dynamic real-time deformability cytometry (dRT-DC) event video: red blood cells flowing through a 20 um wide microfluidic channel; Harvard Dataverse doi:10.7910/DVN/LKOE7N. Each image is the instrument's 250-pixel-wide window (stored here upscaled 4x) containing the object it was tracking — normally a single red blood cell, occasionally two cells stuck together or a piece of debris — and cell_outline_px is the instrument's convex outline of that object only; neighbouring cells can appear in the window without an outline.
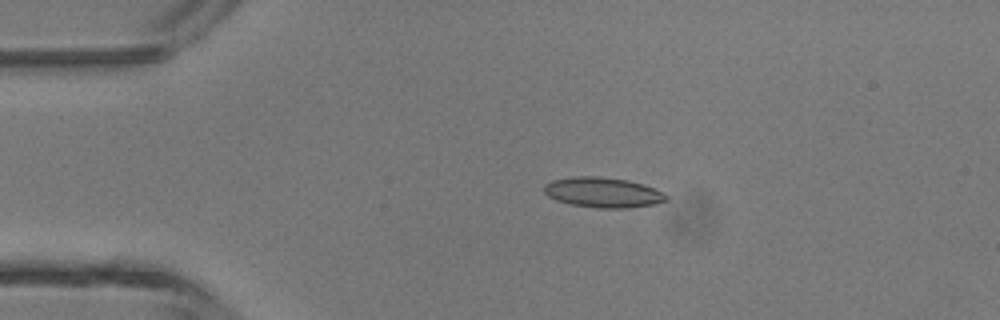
{"species": "common noctule bat (a hibernating species)", "species_latin": "Nyctalus noctula", "temperature_condition": "room temperature", "stored_images_in_passage": 4, "camera_frame_rate_fps": 3000, "um_per_image_px": 0.085, "animal": {"sex": "male", "body_mass_g": 13.3}, "frame": {"image": 1, "passage_image": 3, "time_ms": 0.667, "image_size_px": [1000, 320], "cell_outline_px": [[668, 200], [656, 204], [628, 208], [596, 208], [572, 204], [556, 200], [548, 196], [544, 192], [544, 184], [552, 180], [576, 176], [600, 176], [628, 180], [644, 184], [656, 188], [664, 192], [668, 196]], "centroid_in_image_um": [51.29, 16.35], "position_along_channel_um": 33.7, "area_um2": 21.73}}